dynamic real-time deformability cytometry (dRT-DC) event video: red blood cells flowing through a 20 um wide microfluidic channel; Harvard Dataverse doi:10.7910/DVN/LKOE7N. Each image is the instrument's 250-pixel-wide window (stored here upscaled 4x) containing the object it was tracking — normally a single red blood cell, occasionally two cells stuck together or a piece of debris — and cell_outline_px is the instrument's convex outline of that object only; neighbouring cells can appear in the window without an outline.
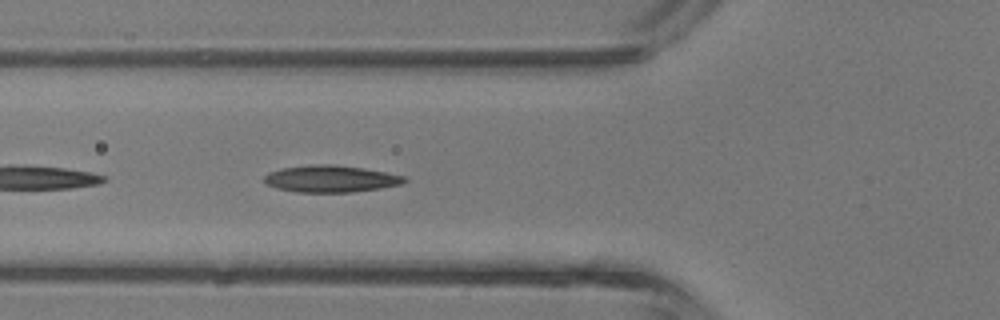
{"species": "common noctule bat (a hibernating species)", "species_latin": "Nyctalus noctula", "temperature_condition": "room temperature", "stored_images_in_passage": 25, "camera_frame_rate_fps": 3000, "um_per_image_px": 0.085, "animal": {"sex": "male", "body_mass_g": 13.3}, "frame": {"image": 1, "passage_image": 15, "time_ms": 4.667, "image_size_px": [1000, 320], "cell_outline_px": [[408, 180], [404, 184], [380, 188], [352, 192], [296, 192], [276, 188], [268, 184], [264, 180], [264, 176], [268, 172], [280, 168], [312, 164], [336, 164], [364, 168], [404, 176]], "centroid_in_image_um": [28.11, 15.19], "position_along_channel_um": 97.7, "area_um2": 22.08}}
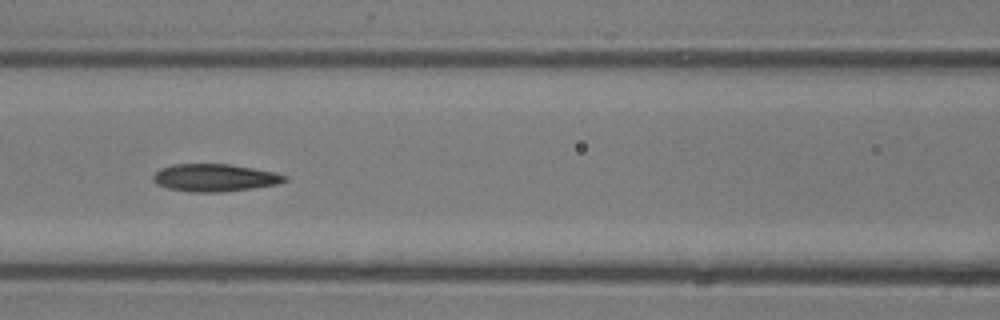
{"frame": {"image": 2, "passage_image": 18, "time_ms": 5.667, "image_size_px": [1000, 320], "cell_outline_px": [[288, 180], [276, 184], [252, 188], [220, 192], [188, 192], [168, 188], [156, 184], [152, 180], [152, 176], [160, 168], [172, 164], [228, 164], [276, 172], [288, 176]], "centroid_in_image_um": [18.22, 15.1], "position_along_channel_um": 148.4, "area_um2": 21.15}}
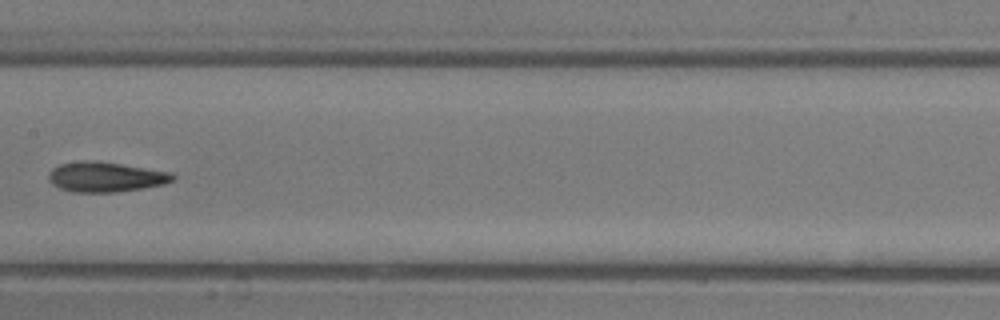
{"frame": {"image": 3, "passage_image": 21, "time_ms": 6.667, "image_size_px": [1000, 320], "cell_outline_px": [[176, 176], [172, 180], [164, 184], [116, 192], [72, 192], [60, 188], [52, 184], [48, 180], [48, 176], [52, 168], [60, 164], [120, 164], [172, 172]], "centroid_in_image_um": [9.01, 15.09], "position_along_channel_um": 198.4, "area_um2": 20.58}}